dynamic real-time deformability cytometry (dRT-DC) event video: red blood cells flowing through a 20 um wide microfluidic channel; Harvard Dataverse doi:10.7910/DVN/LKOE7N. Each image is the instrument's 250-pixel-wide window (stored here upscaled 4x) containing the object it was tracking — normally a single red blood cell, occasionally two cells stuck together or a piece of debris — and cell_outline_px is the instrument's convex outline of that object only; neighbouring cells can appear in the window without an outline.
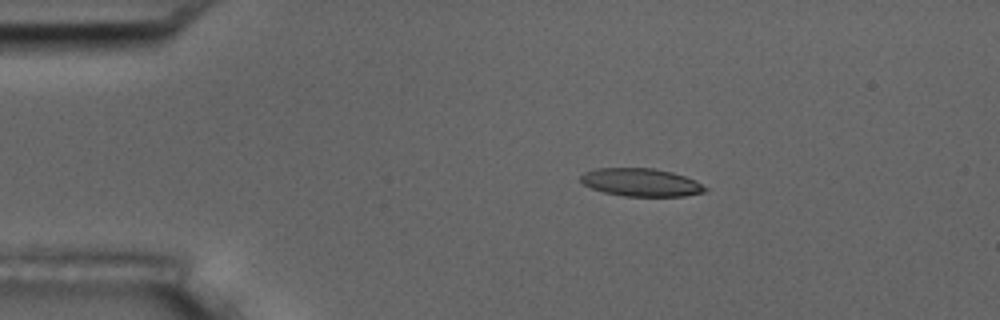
{"species": "common noctule bat (a hibernating species)", "species_latin": "Nyctalus noctula", "temperature_condition": "room temperature", "stored_images_in_passage": 4, "camera_frame_rate_fps": 3000, "um_per_image_px": 0.085, "animal": {"sex": "male", "body_mass_g": 17.5, "forearm_length_mm": 52.3}, "frame": {"image": 1, "passage_image": 3, "time_ms": 2.333, "image_size_px": [1000, 320], "cell_outline_px": [[708, 188], [704, 192], [684, 196], [624, 196], [604, 192], [592, 188], [584, 184], [580, 180], [580, 176], [584, 172], [596, 168], [652, 168], [672, 172], [696, 180]], "centroid_in_image_um": [54.49, 15.5], "position_along_channel_um": 30.5, "area_um2": 20.23}}